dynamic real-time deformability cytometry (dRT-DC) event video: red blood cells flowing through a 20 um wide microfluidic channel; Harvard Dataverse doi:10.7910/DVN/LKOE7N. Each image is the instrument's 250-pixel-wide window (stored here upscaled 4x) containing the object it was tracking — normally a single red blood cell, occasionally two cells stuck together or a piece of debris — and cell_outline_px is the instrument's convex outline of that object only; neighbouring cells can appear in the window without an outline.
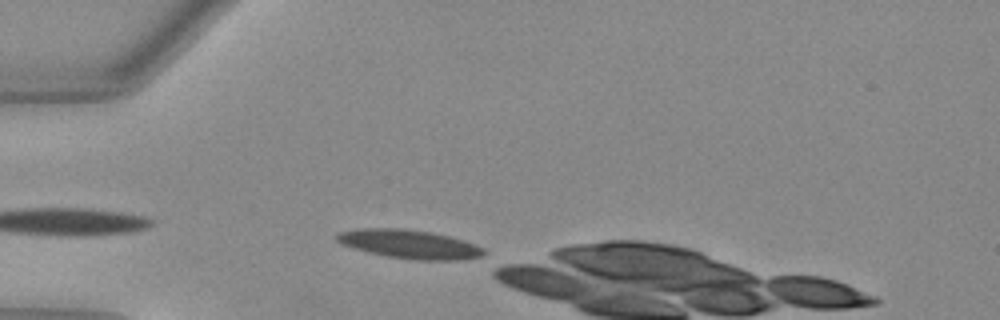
{"species": "Egyptian fruit bat (a non-hibernating species)", "species_latin": "Rousettus aegyptiacus", "temperature_condition": "warm", "stored_images_in_passage": 9, "camera_frame_rate_fps": 3000, "um_per_image_px": 0.085, "animal": {"sex": "female"}, "frame": {"image": 1, "passage_image": 1, "time_ms": 0.0, "image_size_px": [1000, 320], "cell_outline_px": [[484, 252], [480, 256], [460, 260], [412, 260], [388, 256], [368, 252], [344, 244], [336, 240], [332, 236], [340, 232], [364, 228], [396, 228], [428, 232], [448, 236], [464, 240], [484, 248]], "centroid_in_image_um": [34.79, 20.76], "position_along_channel_um": 50.2, "area_um2": 24.22}}
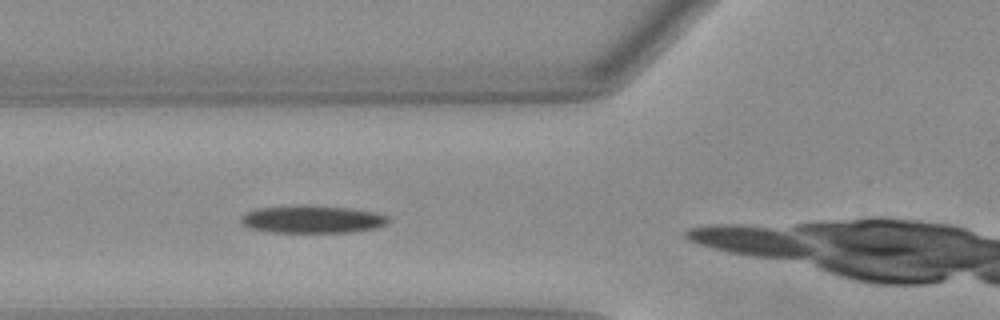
{"frame": {"image": 2, "passage_image": 6, "time_ms": 1.667, "image_size_px": [1000, 320], "cell_outline_px": [[388, 220], [384, 224], [376, 228], [348, 232], [268, 232], [248, 228], [240, 220], [240, 216], [256, 208], [296, 204], [348, 208], [372, 212], [384, 216]], "centroid_in_image_um": [26.42, 18.63], "position_along_channel_um": 99.4, "area_um2": 23.58}}